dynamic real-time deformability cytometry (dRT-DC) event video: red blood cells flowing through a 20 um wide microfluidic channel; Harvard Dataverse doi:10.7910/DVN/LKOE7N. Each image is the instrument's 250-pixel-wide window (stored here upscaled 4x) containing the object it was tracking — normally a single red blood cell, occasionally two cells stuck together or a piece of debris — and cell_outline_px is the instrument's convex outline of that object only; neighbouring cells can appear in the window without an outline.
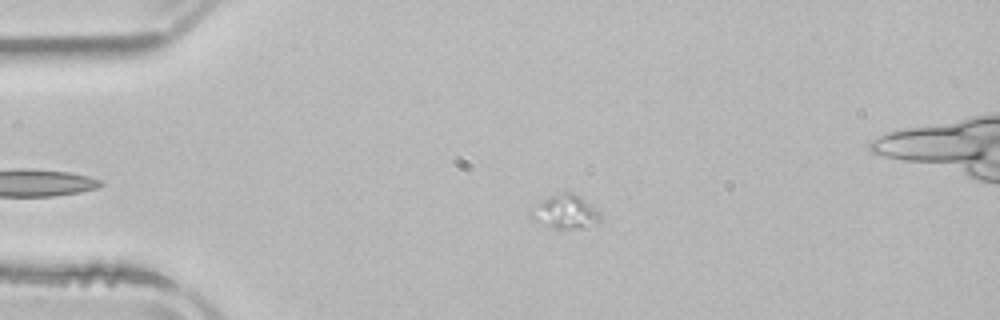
{"species": "common noctule bat (a hibernating species)", "species_latin": "Nyctalus noctula", "temperature_condition": "room temperature", "stored_images_in_passage": 1, "camera_frame_rate_fps": 3000, "um_per_image_px": 0.085, "animal": {"sex": "male", "body_mass_g": 21.5, "forearm_length_mm": 52.0}, "frame": {"image": 1, "passage_image": 1, "time_ms": 0.0, "image_size_px": [1000, 320], "cell_outline_px": [[600, 220], [584, 228], [552, 228], [532, 220], [528, 216], [528, 212], [544, 200], [552, 196], [564, 192], [572, 192], [580, 196], [600, 212]], "centroid_in_image_um": [48.03, 18.02], "position_along_channel_um": 37.0, "area_um2": 13.41}}